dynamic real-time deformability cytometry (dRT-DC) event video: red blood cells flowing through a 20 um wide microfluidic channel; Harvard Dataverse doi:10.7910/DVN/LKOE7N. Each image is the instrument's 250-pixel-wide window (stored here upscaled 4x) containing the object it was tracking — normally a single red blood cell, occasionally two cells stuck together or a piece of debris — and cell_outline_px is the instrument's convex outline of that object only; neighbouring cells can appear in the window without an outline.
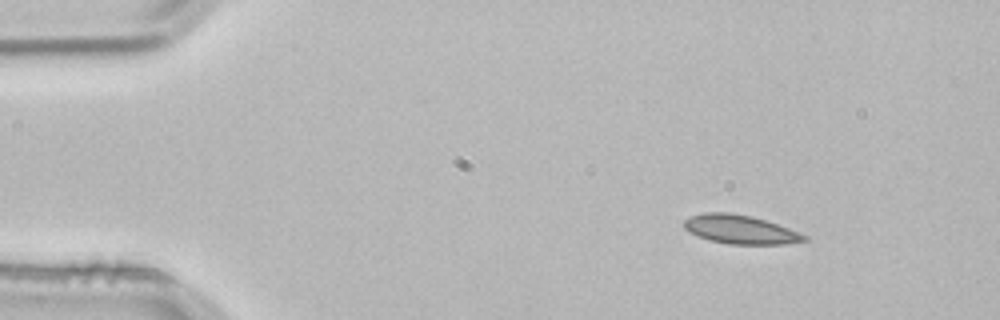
{"species": "common noctule bat (a hibernating species)", "species_latin": "Nyctalus noctula", "temperature_condition": "room temperature", "stored_images_in_passage": 4, "camera_frame_rate_fps": 3000, "um_per_image_px": 0.085, "animal": {"sex": "male", "body_mass_g": 21.5, "forearm_length_mm": 52.0}, "frame": {"image": 1, "passage_image": 1, "time_ms": 0.0, "image_size_px": [1000, 320], "cell_outline_px": [[808, 240], [784, 244], [728, 244], [712, 240], [700, 236], [684, 228], [684, 220], [688, 216], [704, 212], [728, 212], [752, 216], [800, 232], [808, 236]], "centroid_in_image_um": [62.93, 19.49], "position_along_channel_um": 22.1, "area_um2": 20.0}}
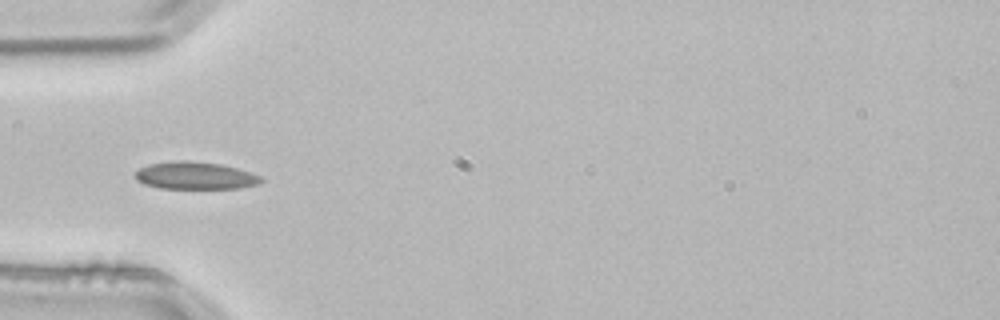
{"frame": {"image": 2, "passage_image": 3, "time_ms": 0.667, "image_size_px": [1000, 320], "cell_outline_px": [[264, 180], [260, 184], [240, 188], [160, 188], [144, 184], [136, 180], [136, 172], [140, 168], [148, 164], [180, 160], [184, 160], [220, 164], [236, 168], [260, 176]], "centroid_in_image_um": [16.59, 14.93], "position_along_channel_um": 68.4, "area_um2": 19.94}}